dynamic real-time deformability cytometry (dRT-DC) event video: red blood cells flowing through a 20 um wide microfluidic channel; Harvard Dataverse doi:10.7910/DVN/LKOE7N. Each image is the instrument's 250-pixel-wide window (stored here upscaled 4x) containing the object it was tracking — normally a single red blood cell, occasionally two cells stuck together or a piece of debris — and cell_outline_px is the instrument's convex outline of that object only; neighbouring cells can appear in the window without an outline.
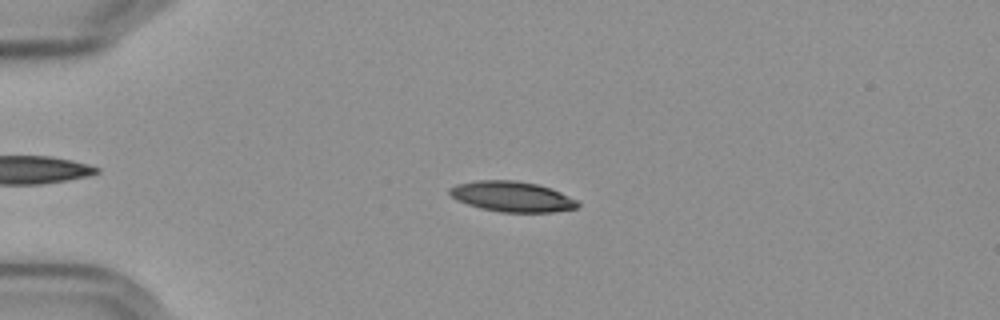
{"species": "Egyptian fruit bat (a non-hibernating species)", "species_latin": "Rousettus aegyptiacus", "temperature_condition": "cold", "stored_images_in_passage": 55, "camera_frame_rate_fps": 3000, "um_per_image_px": 0.085, "frame": {"image": 1, "passage_image": 12, "time_ms": 3.667, "image_size_px": [1000, 320], "cell_outline_px": [[580, 204], [576, 208], [552, 212], [504, 212], [480, 208], [456, 200], [448, 192], [448, 188], [456, 184], [476, 180], [516, 180], [540, 184], [552, 188], [576, 200]], "centroid_in_image_um": [43.5, 16.69], "position_along_channel_um": 41.5, "area_um2": 22.77}}
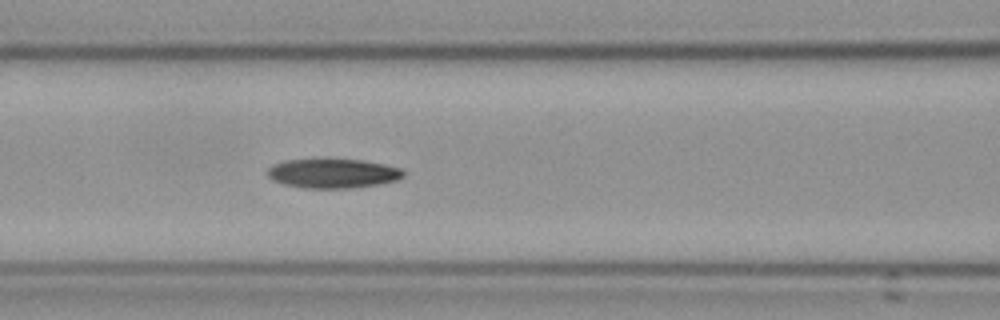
{"frame": {"image": 2, "passage_image": 23, "time_ms": 7.333, "image_size_px": [1000, 320], "cell_outline_px": [[404, 176], [396, 180], [376, 184], [348, 188], [304, 188], [284, 184], [272, 180], [268, 176], [268, 168], [272, 164], [284, 160], [324, 156], [364, 160], [384, 164], [400, 168], [404, 172]], "centroid_in_image_um": [28.23, 14.68], "position_along_channel_um": 138.4, "area_um2": 24.1}}
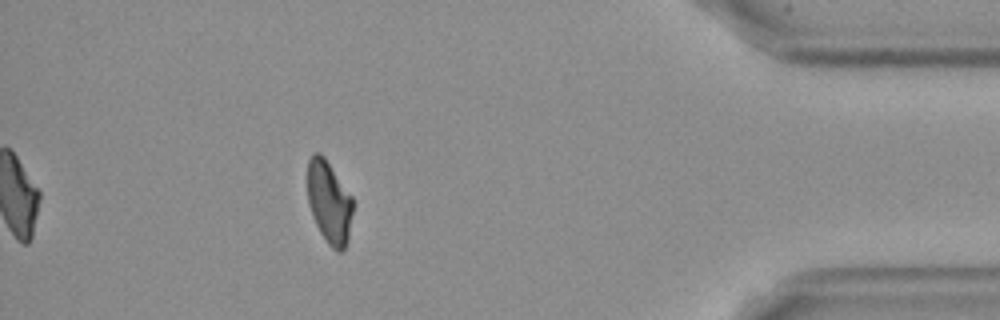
{"frame": {"image": 3, "passage_image": 49, "time_ms": 16.0, "image_size_px": [1000, 320], "cell_outline_px": [[352, 212], [348, 240], [344, 252], [336, 252], [328, 244], [320, 232], [316, 224], [308, 204], [308, 160], [312, 152], [320, 152], [324, 156], [352, 196]], "centroid_in_image_um": [27.98, 17.19], "position_along_channel_um": 407.2, "area_um2": 21.91}}